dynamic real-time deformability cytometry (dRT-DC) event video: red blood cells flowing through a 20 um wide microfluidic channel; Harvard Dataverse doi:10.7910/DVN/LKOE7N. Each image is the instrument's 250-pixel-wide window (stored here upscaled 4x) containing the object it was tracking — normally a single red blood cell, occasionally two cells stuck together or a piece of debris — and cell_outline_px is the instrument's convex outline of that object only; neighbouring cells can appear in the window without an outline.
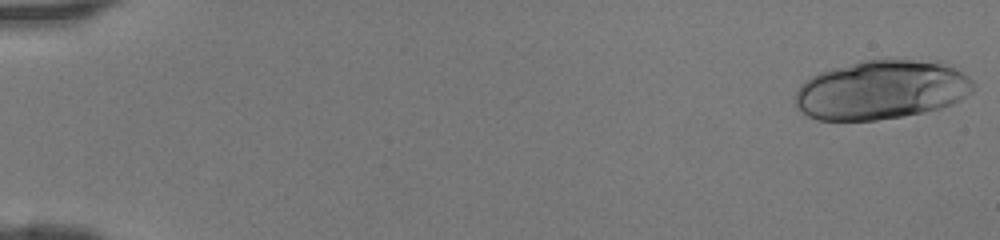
{"species": "human", "species_latin": "Homo sapiens", "temperature_condition": "room temperature", "stored_images_in_passage": 18, "camera_frame_rate_fps": 3000, "um_per_image_px": 0.085, "donor": {"sex": "female"}, "frame": {"image": 1, "passage_image": 1, "time_ms": 0.0, "image_size_px": [1000, 240], "cell_outline_px": [[972, 92], [960, 100], [952, 104], [940, 108], [924, 112], [904, 116], [876, 120], [816, 120], [808, 116], [796, 108], [796, 92], [800, 84], [804, 80], [820, 72], [832, 68], [860, 60], [888, 56], [944, 60], [968, 76], [972, 80]], "centroid_in_image_um": [74.96, 7.58], "position_along_channel_um": 10.0, "area_um2": 63.06}}
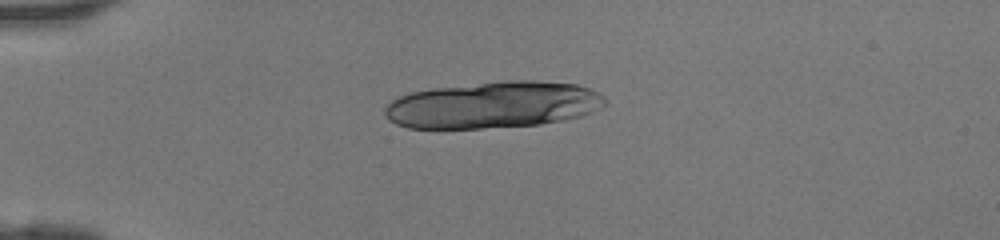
{"frame": {"image": 2, "passage_image": 12, "time_ms": 3.667, "image_size_px": [1000, 240], "cell_outline_px": [[608, 100], [600, 108], [592, 112], [580, 116], [564, 120], [540, 124], [480, 128], [408, 128], [396, 124], [388, 120], [384, 116], [384, 108], [392, 100], [400, 96], [412, 92], [436, 88], [508, 80], [536, 80], [576, 84], [588, 88], [604, 96]], "centroid_in_image_um": [41.93, 8.92], "position_along_channel_um": 43.1, "area_um2": 59.71}}